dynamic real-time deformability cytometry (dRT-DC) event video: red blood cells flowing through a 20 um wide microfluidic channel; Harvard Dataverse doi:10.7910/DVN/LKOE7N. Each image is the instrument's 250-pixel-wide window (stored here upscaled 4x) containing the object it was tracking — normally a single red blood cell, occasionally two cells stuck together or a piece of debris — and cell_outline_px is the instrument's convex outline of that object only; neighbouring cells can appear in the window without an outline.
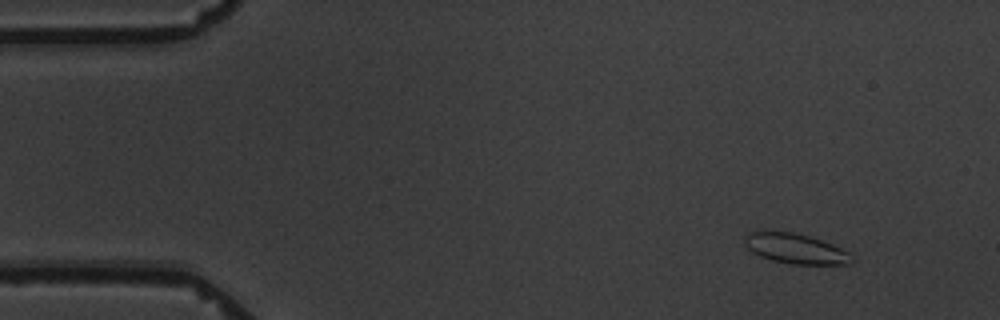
{"species": "common noctule bat (a hibernating species)", "species_latin": "Nyctalus noctula", "temperature_condition": "warm", "stored_images_in_passage": 5, "camera_frame_rate_fps": 3000, "um_per_image_px": 0.085, "animal": {"sex": "male", "body_mass_g": 19.5, "forearm_length_mm": 54.6}, "frame": {"image": 1, "passage_image": 2, "time_ms": 1.333, "image_size_px": [1000, 320], "cell_outline_px": [[856, 260], [848, 264], [792, 264], [772, 260], [760, 256], [752, 252], [744, 244], [744, 236], [756, 228], [764, 228], [792, 232], [808, 236], [832, 244], [848, 252]], "centroid_in_image_um": [67.53, 21.09], "position_along_channel_um": 17.5, "area_um2": 19.25}}